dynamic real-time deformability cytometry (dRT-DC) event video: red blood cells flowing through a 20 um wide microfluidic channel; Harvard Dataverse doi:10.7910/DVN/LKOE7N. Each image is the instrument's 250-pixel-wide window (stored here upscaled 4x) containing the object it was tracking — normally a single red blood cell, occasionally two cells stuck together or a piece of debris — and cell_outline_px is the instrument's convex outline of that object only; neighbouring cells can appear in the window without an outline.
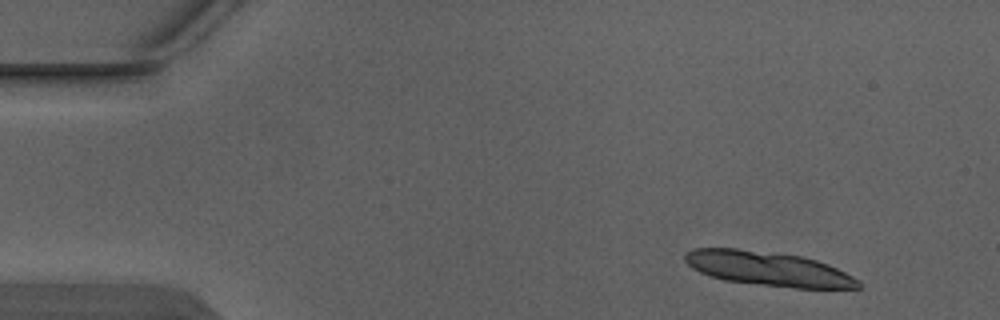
{"species": "Egyptian fruit bat (a non-hibernating species)", "species_latin": "Rousettus aegyptiacus", "temperature_condition": "warm", "stored_images_in_passage": 6, "camera_frame_rate_fps": 3000, "um_per_image_px": 0.085, "animal": {"sex": "male"}, "frame": {"image": 1, "passage_image": 1, "time_ms": 0.0, "image_size_px": [1000, 320], "cell_outline_px": [[860, 288], [796, 288], [724, 280], [700, 272], [692, 268], [684, 260], [684, 252], [692, 248], [736, 248], [776, 252], [800, 256], [816, 260], [828, 264], [860, 280]], "centroid_in_image_um": [65.27, 22.83], "position_along_channel_um": 19.7, "area_um2": 34.62}}
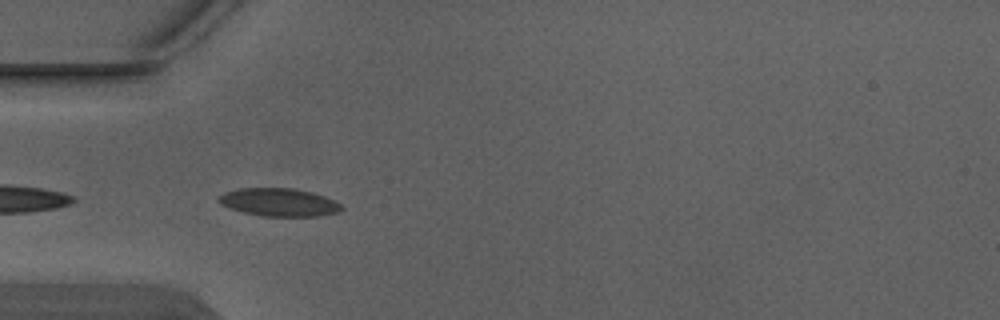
{"frame": {"image": 2, "passage_image": 4, "time_ms": 1.0, "image_size_px": [1000, 320], "cell_outline_px": [[344, 208], [340, 212], [316, 216], [264, 216], [244, 212], [228, 208], [220, 204], [216, 200], [224, 192], [240, 188], [292, 188], [312, 192], [324, 196], [340, 204]], "centroid_in_image_um": [23.69, 17.19], "position_along_channel_um": 61.3, "area_um2": 20.0}}
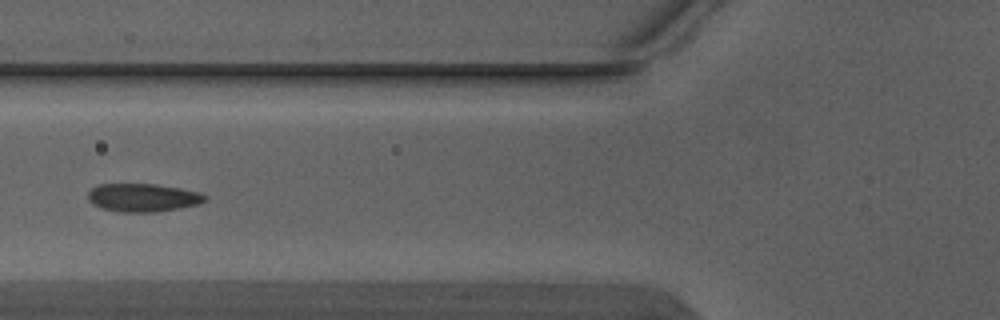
{"frame": {"image": 3, "passage_image": 5, "time_ms": 1.333, "image_size_px": [1000, 320], "cell_outline_px": [[208, 200], [196, 204], [180, 208], [156, 212], [120, 212], [100, 208], [92, 204], [88, 200], [88, 192], [92, 188], [100, 184], [156, 184], [180, 188], [200, 192], [208, 196]], "centroid_in_image_um": [12.15, 16.8], "position_along_channel_um": 113.7, "area_um2": 19.36}}